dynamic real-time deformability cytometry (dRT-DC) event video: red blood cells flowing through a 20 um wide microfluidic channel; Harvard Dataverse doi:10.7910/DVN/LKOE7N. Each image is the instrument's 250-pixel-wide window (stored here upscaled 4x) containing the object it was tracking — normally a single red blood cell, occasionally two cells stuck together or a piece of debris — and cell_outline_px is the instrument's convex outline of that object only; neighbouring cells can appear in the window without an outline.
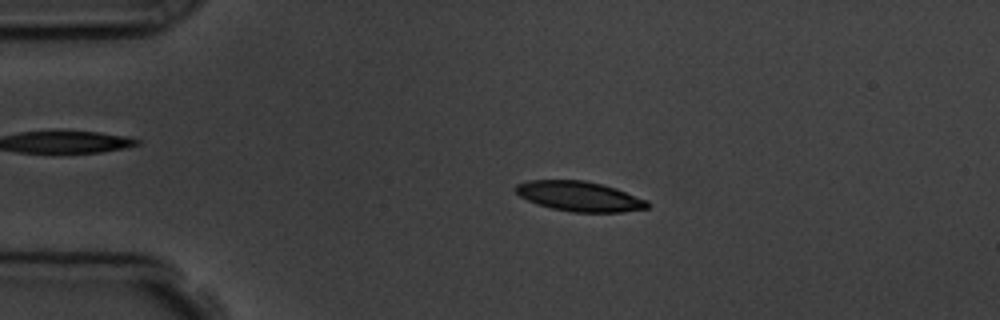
{"species": "common noctule bat (a hibernating species)", "species_latin": "Nyctalus noctula", "temperature_condition": "room temperature", "stored_images_in_passage": 3, "camera_frame_rate_fps": 3000, "um_per_image_px": 0.085, "animal": {"sex": "male", "body_mass_g": 19.5, "forearm_length_mm": 54.6}, "frame": {"image": 1, "passage_image": 2, "time_ms": 2.0, "image_size_px": [1000, 320], "cell_outline_px": [[648, 208], [620, 212], [572, 212], [552, 208], [536, 204], [520, 196], [516, 192], [516, 184], [528, 180], [584, 180], [616, 188], [644, 200], [648, 204]], "centroid_in_image_um": [49.2, 16.68], "position_along_channel_um": 35.8, "area_um2": 22.66}}